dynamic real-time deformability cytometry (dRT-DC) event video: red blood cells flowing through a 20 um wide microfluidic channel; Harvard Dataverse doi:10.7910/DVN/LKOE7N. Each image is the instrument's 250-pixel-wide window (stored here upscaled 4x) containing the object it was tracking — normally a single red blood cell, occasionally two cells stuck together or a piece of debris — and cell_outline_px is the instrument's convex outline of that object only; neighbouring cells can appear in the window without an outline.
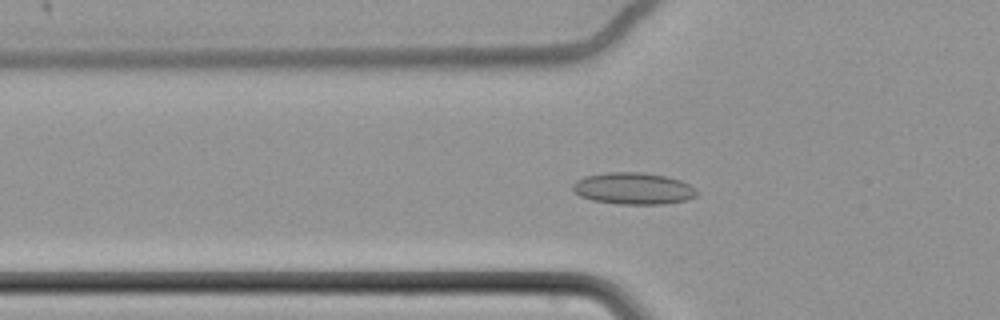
{"species": "common noctule bat (a hibernating species)", "species_latin": "Nyctalus noctula", "temperature_condition": "cold", "stored_images_in_passage": 65, "camera_frame_rate_fps": 3000, "um_per_image_px": 0.085, "animal": {"sex": "female", "body_mass_g": 22.7, "forearm_length_mm": 54.2}, "frame": {"image": 1, "passage_image": 25, "time_ms": 8.0, "image_size_px": [1000, 320], "cell_outline_px": [[696, 196], [688, 200], [664, 204], [616, 204], [592, 200], [580, 196], [572, 192], [572, 184], [576, 180], [584, 176], [608, 172], [644, 172], [668, 176], [680, 180], [696, 188]], "centroid_in_image_um": [53.81, 16.02], "position_along_channel_um": 72.0, "area_um2": 23.29}}
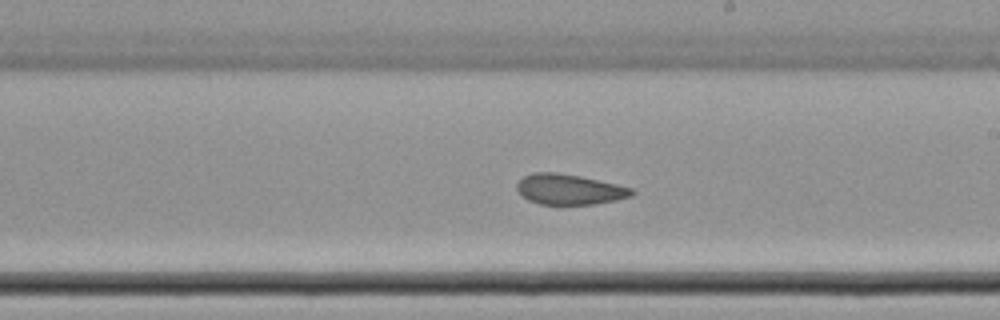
{"frame": {"image": 2, "passage_image": 40, "time_ms": 13.0, "image_size_px": [1000, 320], "cell_outline_px": [[636, 192], [632, 196], [616, 200], [596, 204], [540, 204], [528, 200], [520, 196], [516, 188], [516, 184], [524, 176], [532, 172], [556, 172], [580, 176], [616, 184], [632, 188]], "centroid_in_image_um": [48.37, 16.1], "position_along_channel_um": 240.6, "area_um2": 20.46}}
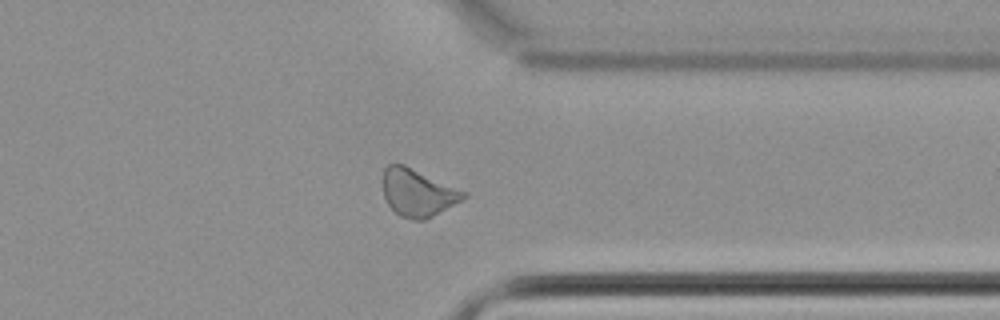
{"frame": {"image": 3, "passage_image": 52, "time_ms": 17.0, "image_size_px": [1000, 320], "cell_outline_px": [[468, 196], [432, 216], [424, 220], [412, 220], [400, 216], [388, 204], [384, 196], [384, 168], [388, 164], [404, 164], [468, 192]], "centroid_in_image_um": [35.52, 16.37], "position_along_channel_um": 375.9, "area_um2": 22.08}, "authors_computed_cell_mechanics": {"area_um2": 22.3108, "velocity_mm_per_s": 3.4193, "shape_relaxation_time_tau1_ms": null, "shape_relaxation_time_tau2_ms": 2.748, "deformation_change_tau1": null, "deformation_change_tau2": 0.0706}}